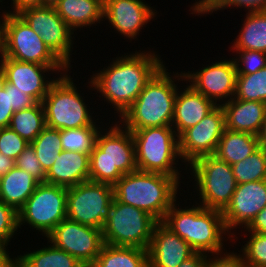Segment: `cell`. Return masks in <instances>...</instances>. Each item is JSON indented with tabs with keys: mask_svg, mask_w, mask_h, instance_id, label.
<instances>
[{
	"mask_svg": "<svg viewBox=\"0 0 266 267\" xmlns=\"http://www.w3.org/2000/svg\"><path fill=\"white\" fill-rule=\"evenodd\" d=\"M154 50L135 51L112 58V62L100 71L93 72L87 87L100 93L114 108L119 118L137 99L146 84L165 65ZM90 80V82H89Z\"/></svg>",
	"mask_w": 266,
	"mask_h": 267,
	"instance_id": "obj_1",
	"label": "cell"
},
{
	"mask_svg": "<svg viewBox=\"0 0 266 267\" xmlns=\"http://www.w3.org/2000/svg\"><path fill=\"white\" fill-rule=\"evenodd\" d=\"M192 207L180 206L176 201L167 211L162 221L169 229L182 238L195 252L220 254L225 251V243L232 241V235L224 225L222 212L208 209L198 204V200ZM197 205V206H196ZM191 207V208H190ZM227 235V236H226ZM226 237V239H225ZM225 240V241H224Z\"/></svg>",
	"mask_w": 266,
	"mask_h": 267,
	"instance_id": "obj_2",
	"label": "cell"
},
{
	"mask_svg": "<svg viewBox=\"0 0 266 267\" xmlns=\"http://www.w3.org/2000/svg\"><path fill=\"white\" fill-rule=\"evenodd\" d=\"M180 178L184 177L135 170L123 175L113 185L114 198L123 204L139 208L160 222L164 220L170 207L178 199L181 200L178 197L182 183Z\"/></svg>",
	"mask_w": 266,
	"mask_h": 267,
	"instance_id": "obj_3",
	"label": "cell"
},
{
	"mask_svg": "<svg viewBox=\"0 0 266 267\" xmlns=\"http://www.w3.org/2000/svg\"><path fill=\"white\" fill-rule=\"evenodd\" d=\"M165 67L164 65L152 77L133 104L119 118L120 124L126 129L135 131L172 125L177 85L179 81L185 82V79L182 71L180 74L173 72L171 75Z\"/></svg>",
	"mask_w": 266,
	"mask_h": 267,
	"instance_id": "obj_4",
	"label": "cell"
},
{
	"mask_svg": "<svg viewBox=\"0 0 266 267\" xmlns=\"http://www.w3.org/2000/svg\"><path fill=\"white\" fill-rule=\"evenodd\" d=\"M110 121L100 130L90 154L89 181L113 186L123 175L137 170V164L131 131L118 120L110 126Z\"/></svg>",
	"mask_w": 266,
	"mask_h": 267,
	"instance_id": "obj_5",
	"label": "cell"
},
{
	"mask_svg": "<svg viewBox=\"0 0 266 267\" xmlns=\"http://www.w3.org/2000/svg\"><path fill=\"white\" fill-rule=\"evenodd\" d=\"M131 134L137 170L172 177L184 176L180 173V167H177L183 161L179 153V139L172 126L142 128L131 131Z\"/></svg>",
	"mask_w": 266,
	"mask_h": 267,
	"instance_id": "obj_6",
	"label": "cell"
},
{
	"mask_svg": "<svg viewBox=\"0 0 266 267\" xmlns=\"http://www.w3.org/2000/svg\"><path fill=\"white\" fill-rule=\"evenodd\" d=\"M69 73L60 75L50 86L42 100L46 126L54 129H70L85 126H100L92 116L90 106L80 94ZM89 107V109H88Z\"/></svg>",
	"mask_w": 266,
	"mask_h": 267,
	"instance_id": "obj_7",
	"label": "cell"
},
{
	"mask_svg": "<svg viewBox=\"0 0 266 267\" xmlns=\"http://www.w3.org/2000/svg\"><path fill=\"white\" fill-rule=\"evenodd\" d=\"M188 170L199 196L198 204L208 209L223 211L230 203L237 187L231 165L216 155H206L193 161Z\"/></svg>",
	"mask_w": 266,
	"mask_h": 267,
	"instance_id": "obj_8",
	"label": "cell"
},
{
	"mask_svg": "<svg viewBox=\"0 0 266 267\" xmlns=\"http://www.w3.org/2000/svg\"><path fill=\"white\" fill-rule=\"evenodd\" d=\"M157 223L150 214L113 198L109 217L102 228L103 241L113 246L147 250Z\"/></svg>",
	"mask_w": 266,
	"mask_h": 267,
	"instance_id": "obj_9",
	"label": "cell"
},
{
	"mask_svg": "<svg viewBox=\"0 0 266 267\" xmlns=\"http://www.w3.org/2000/svg\"><path fill=\"white\" fill-rule=\"evenodd\" d=\"M67 188L40 183L24 205L17 211L18 228L28 225L40 235L47 236L67 218Z\"/></svg>",
	"mask_w": 266,
	"mask_h": 267,
	"instance_id": "obj_10",
	"label": "cell"
},
{
	"mask_svg": "<svg viewBox=\"0 0 266 267\" xmlns=\"http://www.w3.org/2000/svg\"><path fill=\"white\" fill-rule=\"evenodd\" d=\"M0 53L4 57L22 62L66 66L18 14L6 13L3 47Z\"/></svg>",
	"mask_w": 266,
	"mask_h": 267,
	"instance_id": "obj_11",
	"label": "cell"
},
{
	"mask_svg": "<svg viewBox=\"0 0 266 267\" xmlns=\"http://www.w3.org/2000/svg\"><path fill=\"white\" fill-rule=\"evenodd\" d=\"M113 186L86 181L67 188V218L102 229L113 204Z\"/></svg>",
	"mask_w": 266,
	"mask_h": 267,
	"instance_id": "obj_12",
	"label": "cell"
},
{
	"mask_svg": "<svg viewBox=\"0 0 266 267\" xmlns=\"http://www.w3.org/2000/svg\"><path fill=\"white\" fill-rule=\"evenodd\" d=\"M18 15L70 69L75 34L58 15L55 7H31L24 9Z\"/></svg>",
	"mask_w": 266,
	"mask_h": 267,
	"instance_id": "obj_13",
	"label": "cell"
},
{
	"mask_svg": "<svg viewBox=\"0 0 266 267\" xmlns=\"http://www.w3.org/2000/svg\"><path fill=\"white\" fill-rule=\"evenodd\" d=\"M46 238L85 267L94 263L104 245L102 229L82 225L68 218L62 220Z\"/></svg>",
	"mask_w": 266,
	"mask_h": 267,
	"instance_id": "obj_14",
	"label": "cell"
},
{
	"mask_svg": "<svg viewBox=\"0 0 266 267\" xmlns=\"http://www.w3.org/2000/svg\"><path fill=\"white\" fill-rule=\"evenodd\" d=\"M226 129L222 106H216L199 123L185 130L179 137V153L186 170L193 161L214 155Z\"/></svg>",
	"mask_w": 266,
	"mask_h": 267,
	"instance_id": "obj_15",
	"label": "cell"
},
{
	"mask_svg": "<svg viewBox=\"0 0 266 267\" xmlns=\"http://www.w3.org/2000/svg\"><path fill=\"white\" fill-rule=\"evenodd\" d=\"M211 63L195 72L194 70L184 71V79L194 90L211 100L216 106H222L235 96L237 77L235 63L233 58Z\"/></svg>",
	"mask_w": 266,
	"mask_h": 267,
	"instance_id": "obj_16",
	"label": "cell"
},
{
	"mask_svg": "<svg viewBox=\"0 0 266 267\" xmlns=\"http://www.w3.org/2000/svg\"><path fill=\"white\" fill-rule=\"evenodd\" d=\"M0 62L4 69L6 82L30 95L38 103H41L47 95L50 86L59 77L58 73L62 75L71 70L67 66H44L32 62H22L4 57L1 53ZM53 72L58 76L56 78L53 76V79L49 78Z\"/></svg>",
	"mask_w": 266,
	"mask_h": 267,
	"instance_id": "obj_17",
	"label": "cell"
},
{
	"mask_svg": "<svg viewBox=\"0 0 266 267\" xmlns=\"http://www.w3.org/2000/svg\"><path fill=\"white\" fill-rule=\"evenodd\" d=\"M265 206L266 179L237 184L230 203L222 211L225 228L234 236L233 241L238 234L231 230L237 231L238 226L246 228Z\"/></svg>",
	"mask_w": 266,
	"mask_h": 267,
	"instance_id": "obj_18",
	"label": "cell"
},
{
	"mask_svg": "<svg viewBox=\"0 0 266 267\" xmlns=\"http://www.w3.org/2000/svg\"><path fill=\"white\" fill-rule=\"evenodd\" d=\"M143 0H104L103 19L128 40L137 39L144 25L158 14ZM116 29V30H115Z\"/></svg>",
	"mask_w": 266,
	"mask_h": 267,
	"instance_id": "obj_19",
	"label": "cell"
},
{
	"mask_svg": "<svg viewBox=\"0 0 266 267\" xmlns=\"http://www.w3.org/2000/svg\"><path fill=\"white\" fill-rule=\"evenodd\" d=\"M147 250L148 267H178L195 252L162 221L155 225Z\"/></svg>",
	"mask_w": 266,
	"mask_h": 267,
	"instance_id": "obj_20",
	"label": "cell"
},
{
	"mask_svg": "<svg viewBox=\"0 0 266 267\" xmlns=\"http://www.w3.org/2000/svg\"><path fill=\"white\" fill-rule=\"evenodd\" d=\"M176 93L172 127L179 137L185 130L199 123L216 105L194 90L189 84ZM180 90V91H179Z\"/></svg>",
	"mask_w": 266,
	"mask_h": 267,
	"instance_id": "obj_21",
	"label": "cell"
},
{
	"mask_svg": "<svg viewBox=\"0 0 266 267\" xmlns=\"http://www.w3.org/2000/svg\"><path fill=\"white\" fill-rule=\"evenodd\" d=\"M90 155L62 150L47 171L45 183L66 188L89 181Z\"/></svg>",
	"mask_w": 266,
	"mask_h": 267,
	"instance_id": "obj_22",
	"label": "cell"
},
{
	"mask_svg": "<svg viewBox=\"0 0 266 267\" xmlns=\"http://www.w3.org/2000/svg\"><path fill=\"white\" fill-rule=\"evenodd\" d=\"M226 129L258 136L265 115L266 103L232 98L222 105Z\"/></svg>",
	"mask_w": 266,
	"mask_h": 267,
	"instance_id": "obj_23",
	"label": "cell"
},
{
	"mask_svg": "<svg viewBox=\"0 0 266 267\" xmlns=\"http://www.w3.org/2000/svg\"><path fill=\"white\" fill-rule=\"evenodd\" d=\"M55 9L76 35L77 30L97 26L104 20V0H60Z\"/></svg>",
	"mask_w": 266,
	"mask_h": 267,
	"instance_id": "obj_24",
	"label": "cell"
},
{
	"mask_svg": "<svg viewBox=\"0 0 266 267\" xmlns=\"http://www.w3.org/2000/svg\"><path fill=\"white\" fill-rule=\"evenodd\" d=\"M39 184L31 174L14 166L0 177V201L18 211Z\"/></svg>",
	"mask_w": 266,
	"mask_h": 267,
	"instance_id": "obj_25",
	"label": "cell"
},
{
	"mask_svg": "<svg viewBox=\"0 0 266 267\" xmlns=\"http://www.w3.org/2000/svg\"><path fill=\"white\" fill-rule=\"evenodd\" d=\"M258 148V136L225 129L214 155L233 165L250 156Z\"/></svg>",
	"mask_w": 266,
	"mask_h": 267,
	"instance_id": "obj_26",
	"label": "cell"
},
{
	"mask_svg": "<svg viewBox=\"0 0 266 267\" xmlns=\"http://www.w3.org/2000/svg\"><path fill=\"white\" fill-rule=\"evenodd\" d=\"M245 20L230 50H253L266 53V11L246 12Z\"/></svg>",
	"mask_w": 266,
	"mask_h": 267,
	"instance_id": "obj_27",
	"label": "cell"
},
{
	"mask_svg": "<svg viewBox=\"0 0 266 267\" xmlns=\"http://www.w3.org/2000/svg\"><path fill=\"white\" fill-rule=\"evenodd\" d=\"M90 267H148V250L104 243Z\"/></svg>",
	"mask_w": 266,
	"mask_h": 267,
	"instance_id": "obj_28",
	"label": "cell"
},
{
	"mask_svg": "<svg viewBox=\"0 0 266 267\" xmlns=\"http://www.w3.org/2000/svg\"><path fill=\"white\" fill-rule=\"evenodd\" d=\"M37 250L17 255L20 267H85L71 254L63 251L52 243Z\"/></svg>",
	"mask_w": 266,
	"mask_h": 267,
	"instance_id": "obj_29",
	"label": "cell"
},
{
	"mask_svg": "<svg viewBox=\"0 0 266 267\" xmlns=\"http://www.w3.org/2000/svg\"><path fill=\"white\" fill-rule=\"evenodd\" d=\"M8 127L17 132L28 143H32L46 127L42 103L14 112Z\"/></svg>",
	"mask_w": 266,
	"mask_h": 267,
	"instance_id": "obj_30",
	"label": "cell"
},
{
	"mask_svg": "<svg viewBox=\"0 0 266 267\" xmlns=\"http://www.w3.org/2000/svg\"><path fill=\"white\" fill-rule=\"evenodd\" d=\"M102 127L85 126L60 130L61 149L64 151L91 154L96 145L97 137Z\"/></svg>",
	"mask_w": 266,
	"mask_h": 267,
	"instance_id": "obj_31",
	"label": "cell"
},
{
	"mask_svg": "<svg viewBox=\"0 0 266 267\" xmlns=\"http://www.w3.org/2000/svg\"><path fill=\"white\" fill-rule=\"evenodd\" d=\"M30 145L47 173L62 151L60 130L46 126Z\"/></svg>",
	"mask_w": 266,
	"mask_h": 267,
	"instance_id": "obj_32",
	"label": "cell"
},
{
	"mask_svg": "<svg viewBox=\"0 0 266 267\" xmlns=\"http://www.w3.org/2000/svg\"><path fill=\"white\" fill-rule=\"evenodd\" d=\"M237 184L266 179V152L258 148L250 156L231 165Z\"/></svg>",
	"mask_w": 266,
	"mask_h": 267,
	"instance_id": "obj_33",
	"label": "cell"
},
{
	"mask_svg": "<svg viewBox=\"0 0 266 267\" xmlns=\"http://www.w3.org/2000/svg\"><path fill=\"white\" fill-rule=\"evenodd\" d=\"M234 98L266 103V67L254 74L237 75Z\"/></svg>",
	"mask_w": 266,
	"mask_h": 267,
	"instance_id": "obj_34",
	"label": "cell"
},
{
	"mask_svg": "<svg viewBox=\"0 0 266 267\" xmlns=\"http://www.w3.org/2000/svg\"><path fill=\"white\" fill-rule=\"evenodd\" d=\"M247 236L248 240L238 251L242 252L245 264L247 267H266V234L249 232Z\"/></svg>",
	"mask_w": 266,
	"mask_h": 267,
	"instance_id": "obj_35",
	"label": "cell"
},
{
	"mask_svg": "<svg viewBox=\"0 0 266 267\" xmlns=\"http://www.w3.org/2000/svg\"><path fill=\"white\" fill-rule=\"evenodd\" d=\"M236 54L233 57L237 75L254 74L266 67V53L253 50H230Z\"/></svg>",
	"mask_w": 266,
	"mask_h": 267,
	"instance_id": "obj_36",
	"label": "cell"
},
{
	"mask_svg": "<svg viewBox=\"0 0 266 267\" xmlns=\"http://www.w3.org/2000/svg\"><path fill=\"white\" fill-rule=\"evenodd\" d=\"M0 103L7 104L16 112L31 108L38 102L25 92H21L14 85L5 82L4 87L0 90Z\"/></svg>",
	"mask_w": 266,
	"mask_h": 267,
	"instance_id": "obj_37",
	"label": "cell"
},
{
	"mask_svg": "<svg viewBox=\"0 0 266 267\" xmlns=\"http://www.w3.org/2000/svg\"><path fill=\"white\" fill-rule=\"evenodd\" d=\"M18 229L17 211L0 201V246L7 247L10 245V240L14 238L15 234H18Z\"/></svg>",
	"mask_w": 266,
	"mask_h": 267,
	"instance_id": "obj_38",
	"label": "cell"
},
{
	"mask_svg": "<svg viewBox=\"0 0 266 267\" xmlns=\"http://www.w3.org/2000/svg\"><path fill=\"white\" fill-rule=\"evenodd\" d=\"M29 144L11 128L0 129V153L3 155L16 160Z\"/></svg>",
	"mask_w": 266,
	"mask_h": 267,
	"instance_id": "obj_39",
	"label": "cell"
},
{
	"mask_svg": "<svg viewBox=\"0 0 266 267\" xmlns=\"http://www.w3.org/2000/svg\"><path fill=\"white\" fill-rule=\"evenodd\" d=\"M15 166L31 174L40 183H45L46 172L41 166L33 147L29 144L16 158Z\"/></svg>",
	"mask_w": 266,
	"mask_h": 267,
	"instance_id": "obj_40",
	"label": "cell"
},
{
	"mask_svg": "<svg viewBox=\"0 0 266 267\" xmlns=\"http://www.w3.org/2000/svg\"><path fill=\"white\" fill-rule=\"evenodd\" d=\"M211 256H214L213 259ZM206 267H247V265L240 253L226 250L220 254L208 255Z\"/></svg>",
	"mask_w": 266,
	"mask_h": 267,
	"instance_id": "obj_41",
	"label": "cell"
},
{
	"mask_svg": "<svg viewBox=\"0 0 266 267\" xmlns=\"http://www.w3.org/2000/svg\"><path fill=\"white\" fill-rule=\"evenodd\" d=\"M230 0H197L190 7L189 11L195 16H203L207 14H212L217 12V10H224V8L229 4Z\"/></svg>",
	"mask_w": 266,
	"mask_h": 267,
	"instance_id": "obj_42",
	"label": "cell"
},
{
	"mask_svg": "<svg viewBox=\"0 0 266 267\" xmlns=\"http://www.w3.org/2000/svg\"><path fill=\"white\" fill-rule=\"evenodd\" d=\"M234 7L236 9L244 8L246 12L266 11V0H230L224 10L234 9Z\"/></svg>",
	"mask_w": 266,
	"mask_h": 267,
	"instance_id": "obj_43",
	"label": "cell"
},
{
	"mask_svg": "<svg viewBox=\"0 0 266 267\" xmlns=\"http://www.w3.org/2000/svg\"><path fill=\"white\" fill-rule=\"evenodd\" d=\"M244 235L248 232L266 234V206L256 215L251 223L244 228Z\"/></svg>",
	"mask_w": 266,
	"mask_h": 267,
	"instance_id": "obj_44",
	"label": "cell"
},
{
	"mask_svg": "<svg viewBox=\"0 0 266 267\" xmlns=\"http://www.w3.org/2000/svg\"><path fill=\"white\" fill-rule=\"evenodd\" d=\"M10 2L12 11L6 10V12L11 14H18L27 8L42 6V0H11Z\"/></svg>",
	"mask_w": 266,
	"mask_h": 267,
	"instance_id": "obj_45",
	"label": "cell"
},
{
	"mask_svg": "<svg viewBox=\"0 0 266 267\" xmlns=\"http://www.w3.org/2000/svg\"><path fill=\"white\" fill-rule=\"evenodd\" d=\"M208 255L202 252H194L184 260L178 267H206Z\"/></svg>",
	"mask_w": 266,
	"mask_h": 267,
	"instance_id": "obj_46",
	"label": "cell"
},
{
	"mask_svg": "<svg viewBox=\"0 0 266 267\" xmlns=\"http://www.w3.org/2000/svg\"><path fill=\"white\" fill-rule=\"evenodd\" d=\"M14 111L7 104L0 103V129L9 126Z\"/></svg>",
	"mask_w": 266,
	"mask_h": 267,
	"instance_id": "obj_47",
	"label": "cell"
},
{
	"mask_svg": "<svg viewBox=\"0 0 266 267\" xmlns=\"http://www.w3.org/2000/svg\"><path fill=\"white\" fill-rule=\"evenodd\" d=\"M6 247L0 246V267H13L17 263V257H12Z\"/></svg>",
	"mask_w": 266,
	"mask_h": 267,
	"instance_id": "obj_48",
	"label": "cell"
},
{
	"mask_svg": "<svg viewBox=\"0 0 266 267\" xmlns=\"http://www.w3.org/2000/svg\"><path fill=\"white\" fill-rule=\"evenodd\" d=\"M15 166V160L0 153V177Z\"/></svg>",
	"mask_w": 266,
	"mask_h": 267,
	"instance_id": "obj_49",
	"label": "cell"
},
{
	"mask_svg": "<svg viewBox=\"0 0 266 267\" xmlns=\"http://www.w3.org/2000/svg\"><path fill=\"white\" fill-rule=\"evenodd\" d=\"M259 147L266 152V115L261 127V130L258 134Z\"/></svg>",
	"mask_w": 266,
	"mask_h": 267,
	"instance_id": "obj_50",
	"label": "cell"
},
{
	"mask_svg": "<svg viewBox=\"0 0 266 267\" xmlns=\"http://www.w3.org/2000/svg\"><path fill=\"white\" fill-rule=\"evenodd\" d=\"M3 13H1V17H0V52L2 50V47H3V34H4V20H5V17H6V10H2Z\"/></svg>",
	"mask_w": 266,
	"mask_h": 267,
	"instance_id": "obj_51",
	"label": "cell"
},
{
	"mask_svg": "<svg viewBox=\"0 0 266 267\" xmlns=\"http://www.w3.org/2000/svg\"><path fill=\"white\" fill-rule=\"evenodd\" d=\"M5 82H6L5 73H4L3 66L1 65V62H0V90L4 87Z\"/></svg>",
	"mask_w": 266,
	"mask_h": 267,
	"instance_id": "obj_52",
	"label": "cell"
},
{
	"mask_svg": "<svg viewBox=\"0 0 266 267\" xmlns=\"http://www.w3.org/2000/svg\"><path fill=\"white\" fill-rule=\"evenodd\" d=\"M60 0H42V6L55 7Z\"/></svg>",
	"mask_w": 266,
	"mask_h": 267,
	"instance_id": "obj_53",
	"label": "cell"
},
{
	"mask_svg": "<svg viewBox=\"0 0 266 267\" xmlns=\"http://www.w3.org/2000/svg\"><path fill=\"white\" fill-rule=\"evenodd\" d=\"M13 267H20V265L18 263H16Z\"/></svg>",
	"mask_w": 266,
	"mask_h": 267,
	"instance_id": "obj_54",
	"label": "cell"
}]
</instances>
